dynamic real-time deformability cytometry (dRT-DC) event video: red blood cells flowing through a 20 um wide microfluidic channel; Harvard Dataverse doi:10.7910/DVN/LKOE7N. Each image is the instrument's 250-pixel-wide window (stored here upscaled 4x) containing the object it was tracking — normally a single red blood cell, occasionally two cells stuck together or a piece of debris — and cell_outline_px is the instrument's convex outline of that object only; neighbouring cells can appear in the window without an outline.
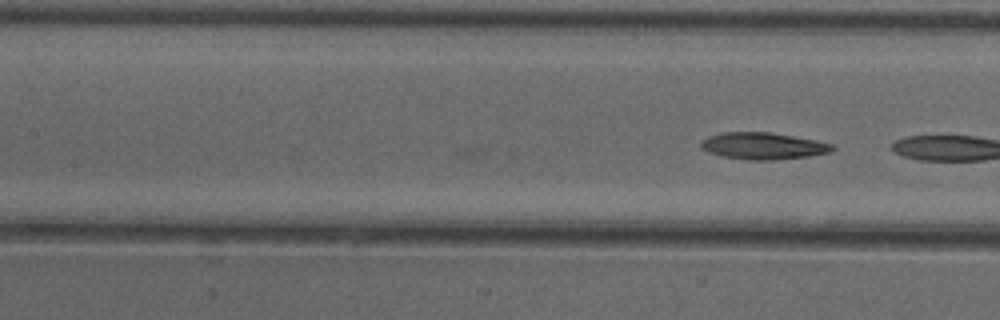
{"species": "common noctule bat (a hibernating species)", "species_latin": "Nyctalus noctula", "temperature_condition": "cold", "stored_images_in_passage": 16, "camera_frame_rate_fps": 3000, "um_per_image_px": 0.085, "animal": {"sex": "female"}, "frame": {"image": 1, "passage_image": 16, "time_ms": 5.0, "image_size_px": [1000, 320], "cell_outline_px": [[836, 148], [828, 152], [808, 156], [772, 160], [748, 160], [720, 156], [708, 152], [700, 148], [700, 144], [708, 136], [724, 132], [768, 132], [816, 140], [832, 144]], "centroid_in_image_um": [64.83, 12.41], "position_along_channel_um": 142.6, "area_um2": 20.4}}